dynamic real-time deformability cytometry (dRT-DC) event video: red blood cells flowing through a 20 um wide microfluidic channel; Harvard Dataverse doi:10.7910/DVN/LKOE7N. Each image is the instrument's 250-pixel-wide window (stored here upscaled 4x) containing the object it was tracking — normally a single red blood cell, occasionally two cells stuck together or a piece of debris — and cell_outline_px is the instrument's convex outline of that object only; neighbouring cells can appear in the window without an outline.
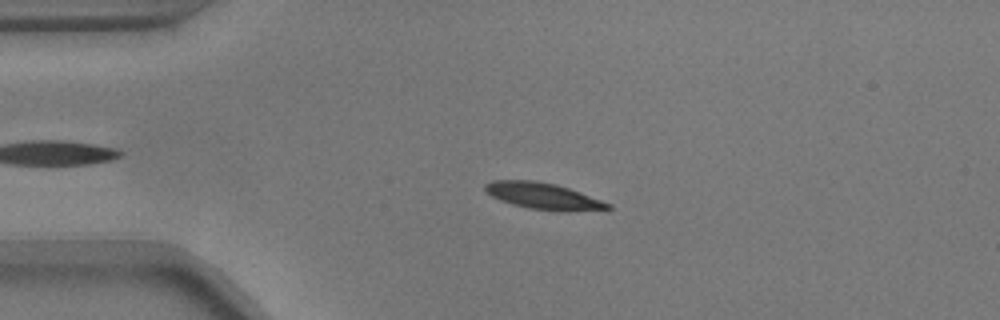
{"species": "common noctule bat (a hibernating species)", "species_latin": "Nyctalus noctula", "temperature_condition": "warm", "stored_images_in_passage": 36, "camera_frame_rate_fps": 3000, "um_per_image_px": 0.085, "animal": {"sex": "male", "body_mass_g": 17.9}, "frame": {"image": 1, "passage_image": 5, "time_ms": 1.333, "image_size_px": [1000, 320], "cell_outline_px": [[612, 208], [564, 212], [528, 208], [512, 204], [500, 200], [492, 196], [484, 188], [484, 184], [492, 180], [536, 180], [556, 184], [580, 192], [612, 204]], "centroid_in_image_um": [46.17, 16.66], "position_along_channel_um": 38.8, "area_um2": 18.9}}
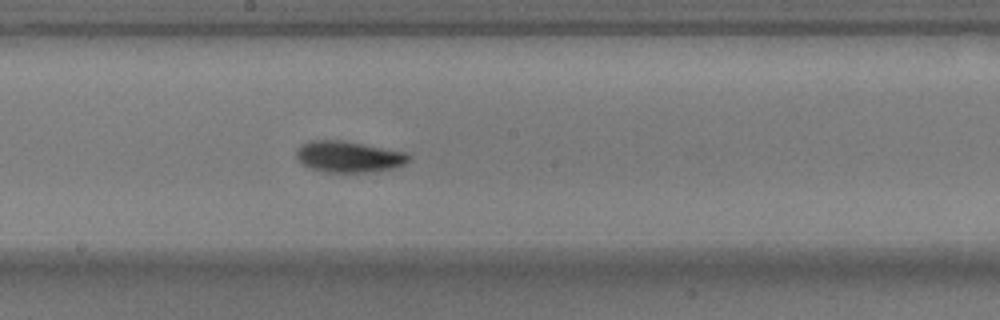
{"frame": {"image": 2, "passage_image": 22, "time_ms": 7.0, "image_size_px": [1000, 320], "cell_outline_px": [[412, 156], [404, 164], [392, 168], [368, 172], [324, 172], [308, 168], [296, 156], [296, 148], [300, 144], [308, 140], [340, 140], [364, 144], [404, 152]], "centroid_in_image_um": [29.58, 13.31], "position_along_channel_um": 218.6, "area_um2": 20.4}}
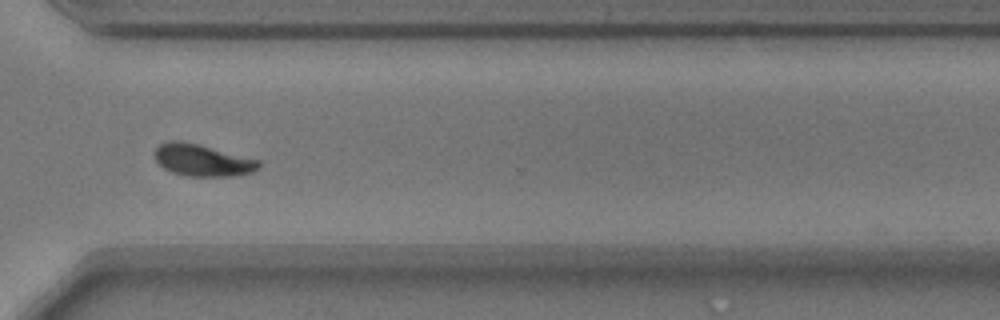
{"frame": {"image": 3, "passage_image": 33, "time_ms": 10.667, "image_size_px": [1000, 320], "cell_outline_px": [[260, 168], [252, 172], [236, 176], [188, 176], [172, 172], [164, 168], [156, 160], [156, 148], [160, 144], [172, 140], [196, 144], [260, 160]], "centroid_in_image_um": [17.24, 13.64], "position_along_channel_um": 353.4, "area_um2": 18.96}, "authors_computed_cell_mechanics": {"area_um2": 19.3052, "velocity_mm_per_s": 3.6707, "shape_relaxation_time_tau1_ms": 2.993, "shape_relaxation_time_tau2_ms": 2.2174, "deformation_change_tau1": 0.1525, "deformation_change_tau2": 0.0763}}